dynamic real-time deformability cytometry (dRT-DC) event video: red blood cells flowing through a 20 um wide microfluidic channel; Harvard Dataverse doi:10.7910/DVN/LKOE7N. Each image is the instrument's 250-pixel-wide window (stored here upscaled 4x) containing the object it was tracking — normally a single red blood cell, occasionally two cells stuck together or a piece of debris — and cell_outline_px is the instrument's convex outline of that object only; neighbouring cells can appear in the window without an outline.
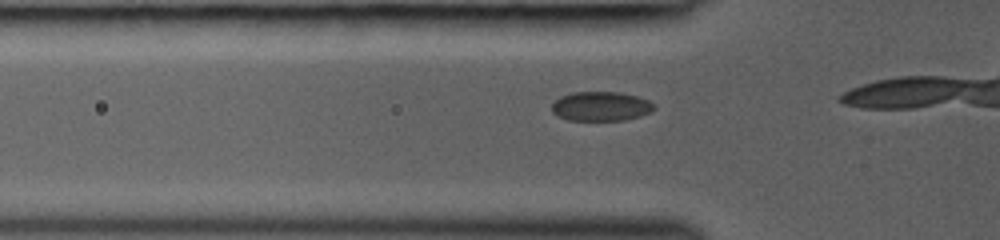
{"species": "common noctule bat (a hibernating species)", "species_latin": "Nyctalus noctula", "temperature_condition": "room temperature", "stored_images_in_passage": 9, "camera_frame_rate_fps": 3000, "um_per_image_px": 0.085, "animal": {"sex": "female", "body_mass_g": 19.0, "forearm_length_mm": 53.3}, "frame": {"image": 1, "passage_image": 7, "time_ms": 2.0, "image_size_px": [1000, 240], "cell_outline_px": [[656, 108], [652, 112], [640, 116], [624, 120], [568, 120], [556, 116], [552, 112], [552, 104], [560, 96], [572, 92], [620, 92], [636, 96], [648, 100], [656, 104]], "centroid_in_image_um": [51.09, 9.03], "position_along_channel_um": 74.7, "area_um2": 17.69}}